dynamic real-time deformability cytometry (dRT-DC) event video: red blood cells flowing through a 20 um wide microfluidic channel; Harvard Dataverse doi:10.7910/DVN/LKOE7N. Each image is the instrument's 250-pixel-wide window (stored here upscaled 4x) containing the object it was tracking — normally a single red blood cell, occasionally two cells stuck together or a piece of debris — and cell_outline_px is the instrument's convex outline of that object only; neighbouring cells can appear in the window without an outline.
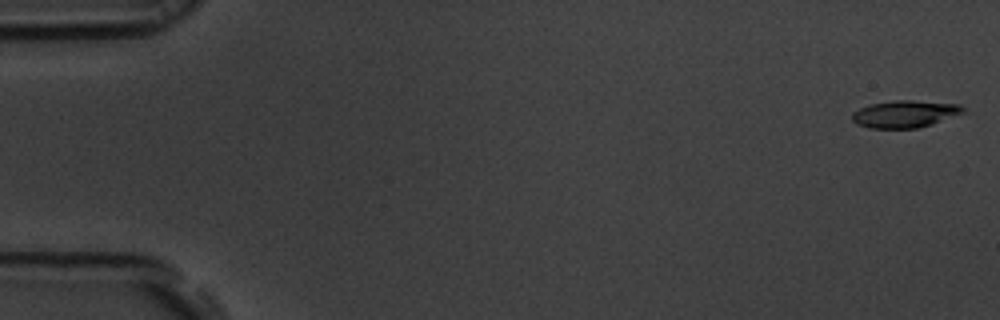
{"species": "common noctule bat (a hibernating species)", "species_latin": "Nyctalus noctula", "temperature_condition": "room temperature", "stored_images_in_passage": 13, "camera_frame_rate_fps": 3000, "um_per_image_px": 0.085, "animal": {"sex": "male", "body_mass_g": 19.5, "forearm_length_mm": 54.6}, "frame": {"image": 1, "passage_image": 1, "time_ms": 0.0, "image_size_px": [1000, 320], "cell_outline_px": [[964, 112], [932, 124], [916, 128], [868, 128], [856, 124], [852, 120], [852, 112], [868, 104], [896, 100], [912, 100], [960, 104], [964, 108]], "centroid_in_image_um": [76.88, 9.68], "position_along_channel_um": 8.1, "area_um2": 17.57}}